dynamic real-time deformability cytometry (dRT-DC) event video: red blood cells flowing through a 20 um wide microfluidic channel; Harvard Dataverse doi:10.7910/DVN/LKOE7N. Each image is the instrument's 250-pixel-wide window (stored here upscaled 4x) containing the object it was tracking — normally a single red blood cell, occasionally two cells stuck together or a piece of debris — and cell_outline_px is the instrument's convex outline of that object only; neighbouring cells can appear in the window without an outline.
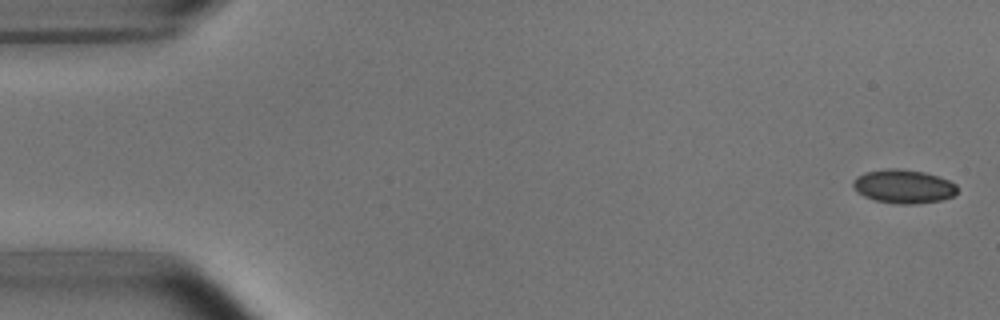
{"species": "common noctule bat (a hibernating species)", "species_latin": "Nyctalus noctula", "temperature_condition": "room temperature", "stored_images_in_passage": 5, "camera_frame_rate_fps": 3000, "um_per_image_px": 0.085, "animal": {"sex": "male", "body_mass_g": 15.6}, "frame": {"image": 1, "passage_image": 1, "time_ms": 0.0, "image_size_px": [1000, 320], "cell_outline_px": [[956, 192], [952, 196], [940, 200], [912, 204], [900, 204], [876, 200], [864, 196], [856, 192], [852, 184], [852, 180], [856, 176], [864, 172], [888, 168], [896, 168], [924, 172], [948, 180], [956, 184]], "centroid_in_image_um": [76.74, 15.83], "position_along_channel_um": 8.3, "area_um2": 20.35}}
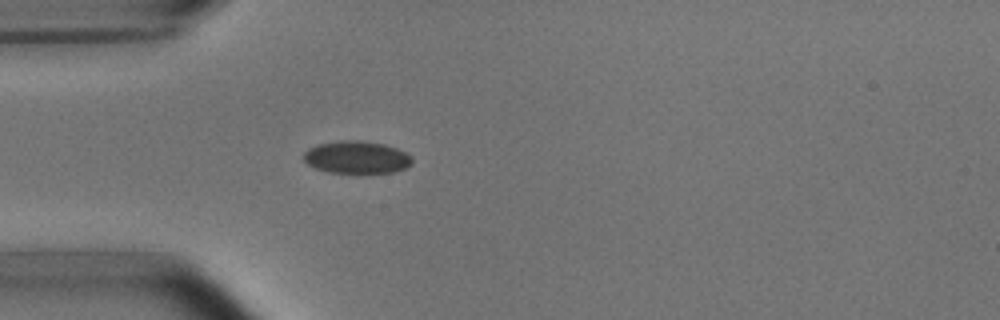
{"frame": {"image": 2, "passage_image": 5, "time_ms": 4.667, "image_size_px": [1000, 320], "cell_outline_px": [[412, 164], [396, 172], [328, 172], [316, 168], [308, 164], [304, 160], [304, 152], [308, 148], [316, 144], [340, 140], [360, 140], [384, 144], [408, 152], [412, 156]], "centroid_in_image_um": [30.33, 13.35], "position_along_channel_um": 54.7, "area_um2": 20.58}}